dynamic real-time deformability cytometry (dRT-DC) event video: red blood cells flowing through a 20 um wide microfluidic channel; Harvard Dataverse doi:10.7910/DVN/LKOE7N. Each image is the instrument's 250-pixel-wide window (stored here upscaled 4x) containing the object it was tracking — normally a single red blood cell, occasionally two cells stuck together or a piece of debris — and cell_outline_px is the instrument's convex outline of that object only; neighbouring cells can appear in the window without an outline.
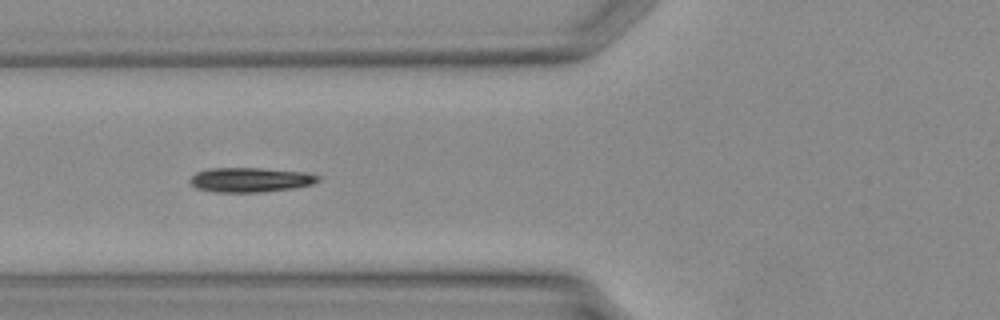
{"species": "Egyptian fruit bat (a non-hibernating species)", "species_latin": "Rousettus aegyptiacus", "temperature_condition": "warm", "stored_images_in_passage": 33, "camera_frame_rate_fps": 3000, "um_per_image_px": 0.085, "animal": {"sex": "female"}, "frame": {"image": 1, "passage_image": 10, "time_ms": 3.0, "image_size_px": [1000, 320], "cell_outline_px": [[320, 180], [312, 184], [292, 188], [260, 192], [216, 192], [196, 188], [188, 180], [196, 172], [208, 168], [260, 168], [304, 172], [320, 176]], "centroid_in_image_um": [21.25, 15.28], "position_along_channel_um": 104.5, "area_um2": 18.26}}